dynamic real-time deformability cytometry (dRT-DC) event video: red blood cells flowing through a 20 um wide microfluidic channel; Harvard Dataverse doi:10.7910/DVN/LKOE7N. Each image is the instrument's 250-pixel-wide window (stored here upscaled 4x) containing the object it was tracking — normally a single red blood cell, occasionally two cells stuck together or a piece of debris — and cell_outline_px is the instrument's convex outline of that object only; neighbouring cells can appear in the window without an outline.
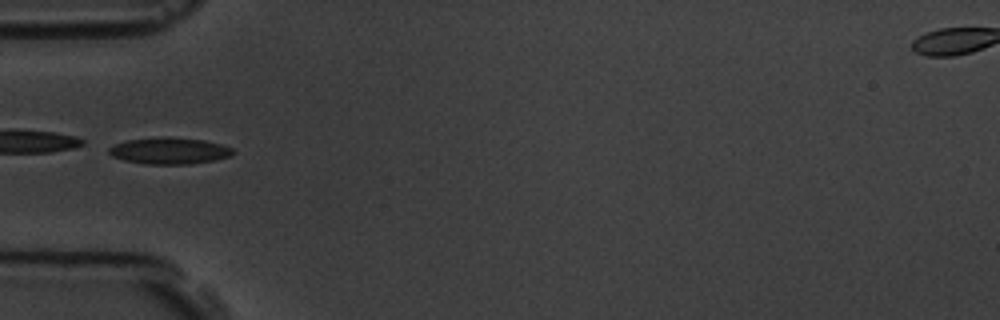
{"species": "common noctule bat (a hibernating species)", "species_latin": "Nyctalus noctula", "temperature_condition": "room temperature", "stored_images_in_passage": 7, "camera_frame_rate_fps": 3000, "um_per_image_px": 0.085, "animal": {"sex": "male", "body_mass_g": 19.5, "forearm_length_mm": 54.6}, "frame": {"image": 1, "passage_image": 5, "time_ms": 5.333, "image_size_px": [1000, 320], "cell_outline_px": [[236, 152], [232, 156], [216, 160], [192, 164], [144, 164], [124, 160], [112, 156], [108, 152], [108, 148], [116, 144], [128, 140], [168, 136], [204, 140], [220, 144], [232, 148]], "centroid_in_image_um": [14.44, 12.82], "position_along_channel_um": 70.6, "area_um2": 19.31}}
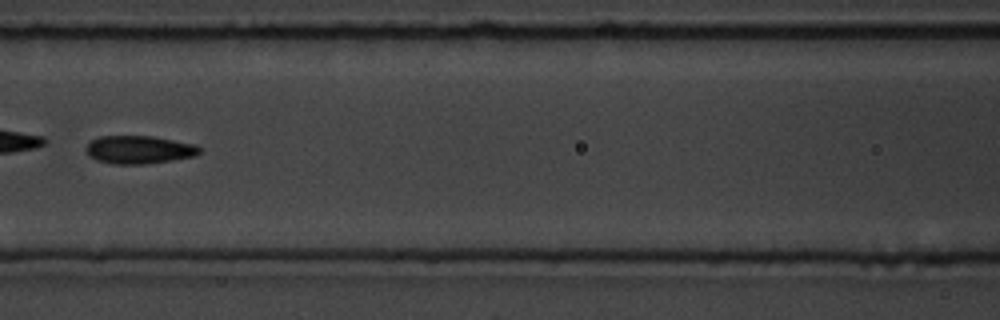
{"frame": {"image": 2, "passage_image": 7, "time_ms": 7.667, "image_size_px": [1000, 320], "cell_outline_px": [[200, 152], [196, 156], [172, 160], [140, 164], [112, 164], [96, 160], [88, 156], [84, 148], [92, 140], [100, 136], [152, 136], [196, 144], [200, 148]], "centroid_in_image_um": [11.8, 12.72], "position_along_channel_um": 154.8, "area_um2": 18.61}}